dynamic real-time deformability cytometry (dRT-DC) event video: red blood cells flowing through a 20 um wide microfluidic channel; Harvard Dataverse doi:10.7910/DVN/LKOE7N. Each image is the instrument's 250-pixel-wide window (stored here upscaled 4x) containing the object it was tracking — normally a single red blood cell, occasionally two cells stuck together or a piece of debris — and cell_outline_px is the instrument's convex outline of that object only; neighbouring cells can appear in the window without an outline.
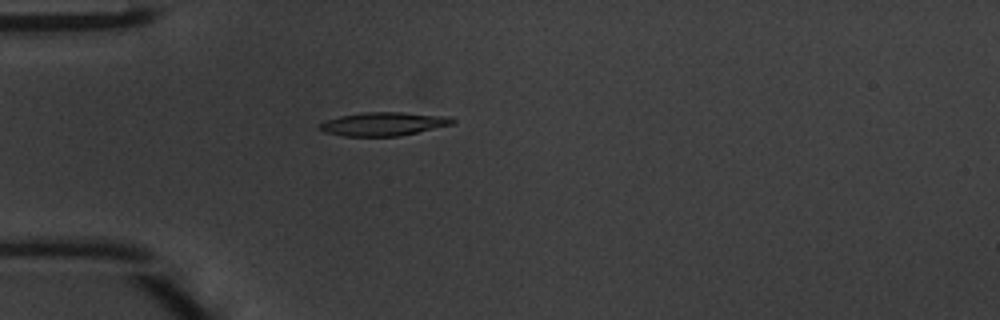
{"species": "common noctule bat (a hibernating species)", "species_latin": "Nyctalus noctula", "temperature_condition": "warm", "stored_images_in_passage": 35, "camera_frame_rate_fps": 3000, "um_per_image_px": 0.085, "animal": {"sex": "male", "body_mass_g": 20.1, "forearm_length_mm": 53.5}, "frame": {"image": 1, "passage_image": 1, "time_ms": 0.0, "image_size_px": [1000, 320], "cell_outline_px": [[456, 120], [452, 124], [400, 136], [344, 136], [324, 132], [320, 128], [320, 124], [328, 120], [340, 116], [364, 112], [404, 112], [448, 116]], "centroid_in_image_um": [32.62, 10.53], "position_along_channel_um": 52.4, "area_um2": 18.03}}
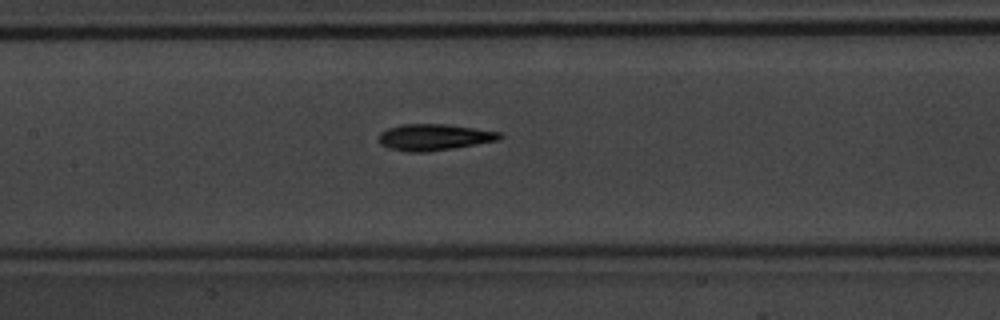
{"frame": {"image": 2, "passage_image": 10, "time_ms": 3.0, "image_size_px": [1000, 320], "cell_outline_px": [[504, 136], [496, 140], [476, 144], [452, 148], [424, 152], [408, 152], [388, 148], [380, 144], [380, 132], [388, 128], [400, 124], [444, 124], [500, 132]], "centroid_in_image_um": [36.85, 11.66], "position_along_channel_um": 170.5, "area_um2": 18.32}}
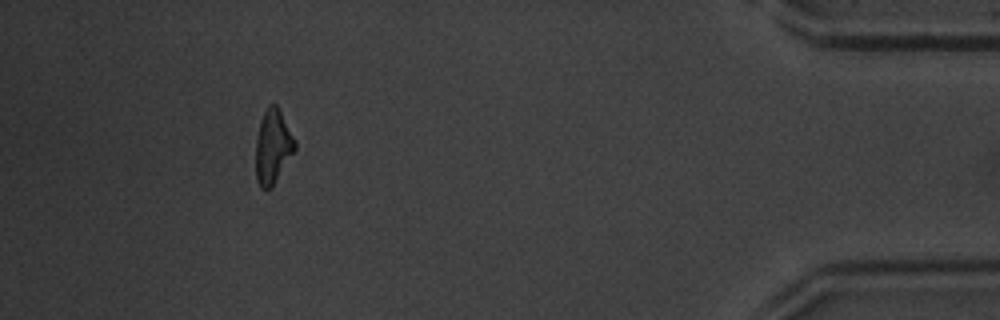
{"frame": {"image": 3, "passage_image": 31, "time_ms": 10.0, "image_size_px": [1000, 320], "cell_outline_px": [[296, 148], [272, 188], [264, 192], [260, 188], [256, 180], [256, 140], [260, 120], [268, 104], [276, 104], [296, 140]], "centroid_in_image_um": [23.18, 12.51], "position_along_channel_um": 412.0, "area_um2": 17.05}, "authors_computed_cell_mechanics": {"area_um2": 17.8024, "velocity_mm_per_s": 4.2599, "shape_relaxation_time_tau1_ms": 2.869, "shape_relaxation_time_tau2_ms": 3.7892, "deformation_change_tau1": 0.1254, "deformation_change_tau2": 0.133}}